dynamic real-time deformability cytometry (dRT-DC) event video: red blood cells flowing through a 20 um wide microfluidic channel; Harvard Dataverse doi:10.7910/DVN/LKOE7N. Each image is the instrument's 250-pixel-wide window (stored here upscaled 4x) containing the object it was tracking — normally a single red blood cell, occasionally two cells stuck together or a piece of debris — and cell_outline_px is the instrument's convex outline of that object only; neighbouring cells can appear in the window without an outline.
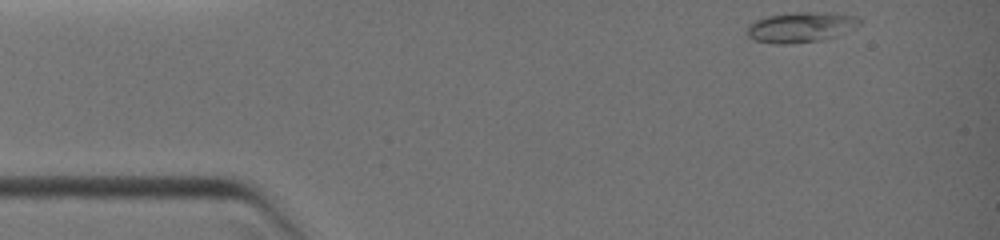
{"species": "common noctule bat (a hibernating species)", "species_latin": "Nyctalus noctula", "temperature_condition": "warm", "stored_images_in_passage": 14, "camera_frame_rate_fps": 3000, "um_per_image_px": 0.085, "animal": {"sex": "female", "body_mass_g": 19.0, "forearm_length_mm": 51.5}, "frame": {"image": 1, "passage_image": 1, "time_ms": 0.0, "image_size_px": [1000, 240], "cell_outline_px": [[864, 20], [856, 28], [836, 36], [824, 40], [788, 44], [772, 44], [756, 40], [748, 36], [748, 24], [756, 20], [768, 16], [792, 12], [832, 12], [856, 16]], "centroid_in_image_um": [68.13, 2.3], "position_along_channel_um": 16.9, "area_um2": 20.17}}
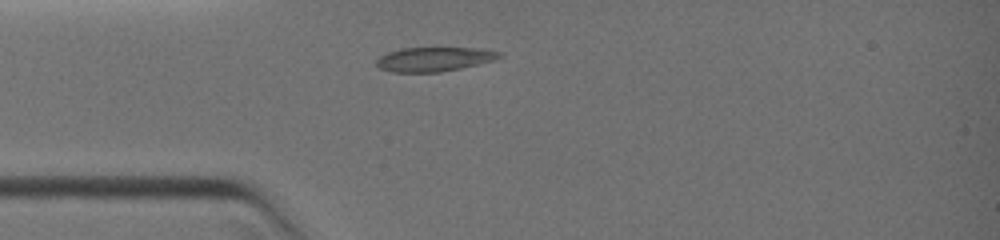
{"frame": {"image": 2, "passage_image": 11, "time_ms": 2.333, "image_size_px": [1000, 240], "cell_outline_px": [[504, 56], [496, 60], [460, 68], [440, 72], [392, 72], [380, 68], [376, 64], [376, 60], [380, 56], [388, 52], [400, 48], [476, 48], [504, 52]], "centroid_in_image_um": [36.94, 5.03], "position_along_channel_um": 48.1, "area_um2": 17.46}}